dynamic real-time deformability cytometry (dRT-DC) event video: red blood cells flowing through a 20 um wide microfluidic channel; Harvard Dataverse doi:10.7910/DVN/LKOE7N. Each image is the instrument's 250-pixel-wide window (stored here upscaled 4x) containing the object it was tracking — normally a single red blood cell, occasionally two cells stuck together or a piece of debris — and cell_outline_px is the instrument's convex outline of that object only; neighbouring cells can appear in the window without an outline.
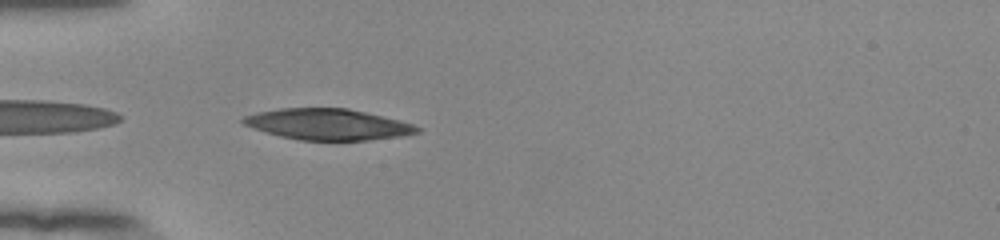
{"species": "human", "species_latin": "Homo sapiens", "temperature_condition": "room temperature", "stored_images_in_passage": 26, "camera_frame_rate_fps": 3000, "um_per_image_px": 0.085, "donor": {"sex": "female"}, "frame": {"image": 1, "passage_image": 1, "time_ms": 0.0, "image_size_px": [1000, 240], "cell_outline_px": [[424, 128], [420, 132], [400, 136], [368, 140], [300, 140], [280, 136], [252, 128], [244, 124], [240, 120], [244, 116], [256, 112], [280, 108], [348, 108], [400, 120]], "centroid_in_image_um": [27.87, 10.56], "position_along_channel_um": 57.1, "area_um2": 31.5}}
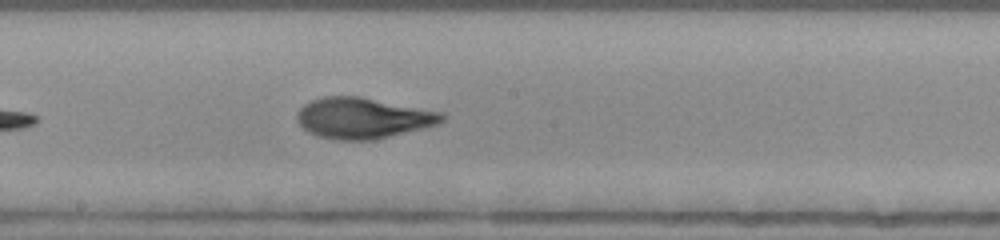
{"frame": {"image": 2, "passage_image": 14, "time_ms": 4.333, "image_size_px": [1000, 240], "cell_outline_px": [[448, 116], [440, 124], [424, 128], [372, 140], [336, 140], [316, 136], [308, 132], [296, 120], [296, 116], [300, 108], [304, 104], [312, 100], [324, 96], [360, 96], [444, 112]], "centroid_in_image_um": [30.88, 10.03], "position_along_channel_um": 217.3, "area_um2": 34.8}}
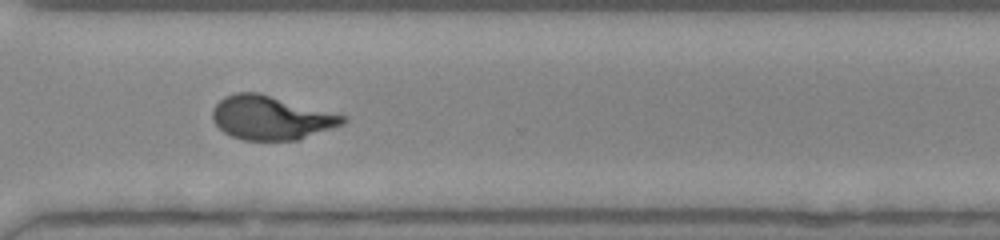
{"frame": {"image": 3, "passage_image": 24, "time_ms": 7.667, "image_size_px": [1000, 240], "cell_outline_px": [[348, 120], [344, 124], [300, 140], [244, 140], [232, 136], [224, 132], [212, 120], [212, 108], [224, 96], [236, 92], [260, 92], [348, 116]], "centroid_in_image_um": [23.07, 10.0], "position_along_channel_um": 347.5, "area_um2": 33.7}, "authors_computed_cell_mechanics": {"area_um2": 33.7841, "velocity_mm_per_s": 3.8978, "shape_relaxation_time_tau1_ms": 4.7277, "shape_relaxation_time_tau2_ms": 1.3148, "deformation_change_tau1": 0.2036, "deformation_change_tau2": 0.0725}}